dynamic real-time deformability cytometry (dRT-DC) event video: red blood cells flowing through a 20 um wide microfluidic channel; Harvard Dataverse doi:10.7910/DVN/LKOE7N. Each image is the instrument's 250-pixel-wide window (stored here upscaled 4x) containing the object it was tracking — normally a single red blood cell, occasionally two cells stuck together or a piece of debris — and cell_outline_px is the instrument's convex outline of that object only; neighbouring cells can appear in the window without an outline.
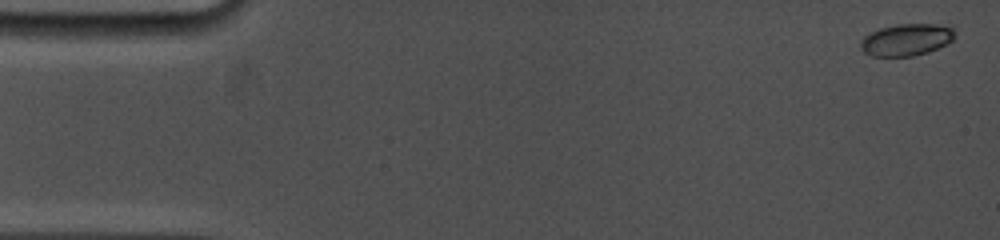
{"species": "common noctule bat (a hibernating species)", "species_latin": "Nyctalus noctula", "temperature_condition": "cold", "stored_images_in_passage": 41, "camera_frame_rate_fps": 5000, "um_per_image_px": 0.085, "animal": {"sex": "female", "body_mass_g": 19.0, "forearm_length_mm": 53.3}, "frame": {"image": 1, "passage_image": 1, "time_ms": 0.0, "image_size_px": [1000, 240], "cell_outline_px": [[956, 36], [952, 40], [928, 52], [912, 56], [872, 56], [864, 52], [860, 48], [860, 44], [864, 36], [880, 28], [896, 24], [936, 24], [952, 28]], "centroid_in_image_um": [77.02, 3.38], "position_along_channel_um": 8.0, "area_um2": 17.34}}
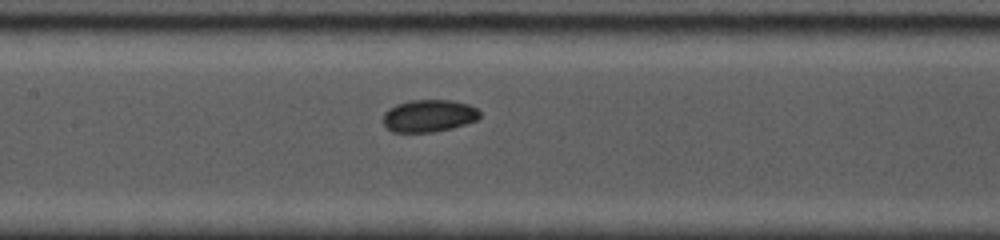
{"frame": {"image": 2, "passage_image": 19, "time_ms": 7.8, "image_size_px": [1000, 240], "cell_outline_px": [[480, 116], [476, 120], [452, 128], [436, 132], [392, 132], [384, 124], [384, 112], [388, 108], [396, 104], [408, 100], [452, 100], [468, 104], [476, 108], [480, 112]], "centroid_in_image_um": [36.44, 9.84], "position_along_channel_um": 171.0, "area_um2": 18.26}}
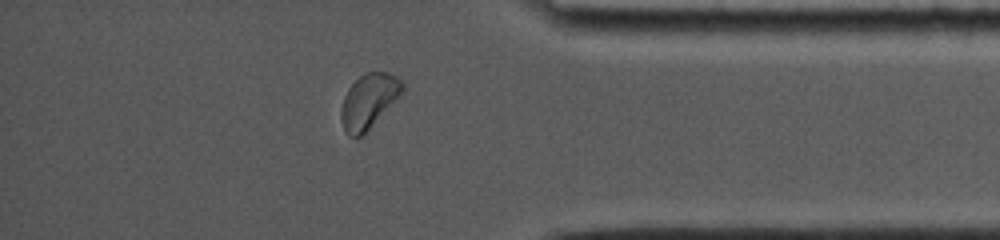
{"frame": {"image": 3, "passage_image": 36, "time_ms": 14.2, "image_size_px": [1000, 240], "cell_outline_px": [[404, 92], [360, 136], [348, 136], [344, 132], [340, 116], [340, 112], [344, 96], [348, 88], [360, 76], [368, 72], [388, 72], [404, 80]], "centroid_in_image_um": [31.35, 8.55], "position_along_channel_um": 403.8, "area_um2": 19.25}, "authors_computed_cell_mechanics": {"area_um2": 17.9758, "velocity_mm_per_s": 3.7517, "shape_relaxation_time_tau1_ms": 1.8586, "shape_relaxation_time_tau2_ms": null, "deformation_change_tau1": 0.0613, "deformation_change_tau2": null}}